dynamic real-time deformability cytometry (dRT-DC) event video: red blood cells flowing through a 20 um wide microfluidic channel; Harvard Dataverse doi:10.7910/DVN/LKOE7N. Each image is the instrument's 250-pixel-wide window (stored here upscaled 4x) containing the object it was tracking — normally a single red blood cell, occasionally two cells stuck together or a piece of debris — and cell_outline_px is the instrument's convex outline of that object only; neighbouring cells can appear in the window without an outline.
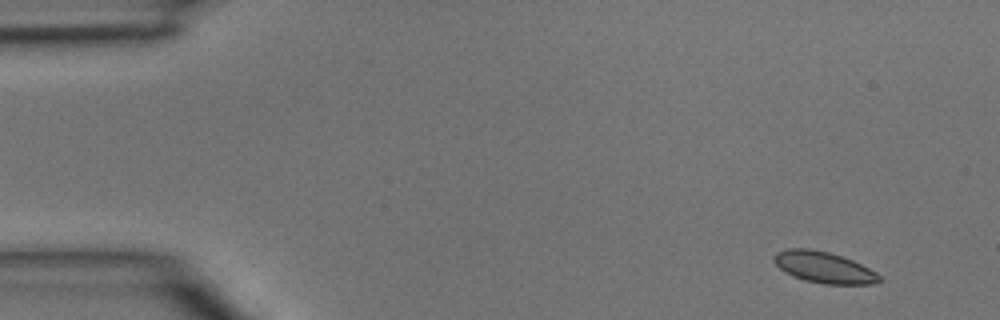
{"species": "common noctule bat (a hibernating species)", "species_latin": "Nyctalus noctula", "temperature_condition": "room temperature", "stored_images_in_passage": 4, "camera_frame_rate_fps": 3000, "um_per_image_px": 0.085, "animal": {"sex": "male", "body_mass_g": 15.6}, "frame": {"image": 1, "passage_image": 1, "time_ms": 0.0, "image_size_px": [1000, 320], "cell_outline_px": [[884, 280], [876, 284], [824, 284], [804, 280], [784, 272], [772, 260], [776, 252], [788, 248], [812, 248], [828, 252], [852, 260], [876, 272]], "centroid_in_image_um": [70.03, 22.73], "position_along_channel_um": 15.0, "area_um2": 19.25}}